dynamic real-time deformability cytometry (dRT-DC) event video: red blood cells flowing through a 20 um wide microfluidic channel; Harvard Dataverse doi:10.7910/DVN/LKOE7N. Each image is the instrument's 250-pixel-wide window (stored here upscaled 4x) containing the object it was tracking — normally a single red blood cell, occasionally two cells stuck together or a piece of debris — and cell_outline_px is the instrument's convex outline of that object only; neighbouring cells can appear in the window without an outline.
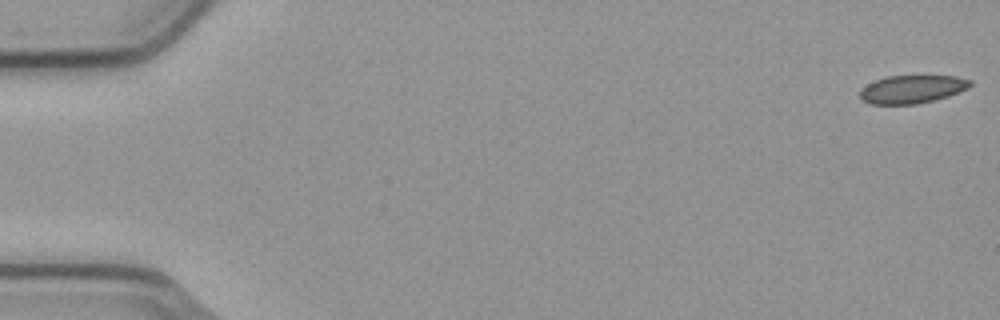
{"species": "common noctule bat (a hibernating species)", "species_latin": "Nyctalus noctula", "temperature_condition": "cold", "stored_images_in_passage": 8, "camera_frame_rate_fps": 3000, "um_per_image_px": 0.085, "animal": {"sex": "male", "body_mass_g": 23.1, "forearm_length_mm": 52.7}, "frame": {"image": 1, "passage_image": 1, "time_ms": 0.0, "image_size_px": [1000, 320], "cell_outline_px": [[972, 84], [968, 88], [948, 96], [916, 104], [868, 104], [860, 100], [860, 88], [876, 80], [888, 76], [956, 76], [972, 80]], "centroid_in_image_um": [77.5, 7.58], "position_along_channel_um": 7.5, "area_um2": 18.03}}
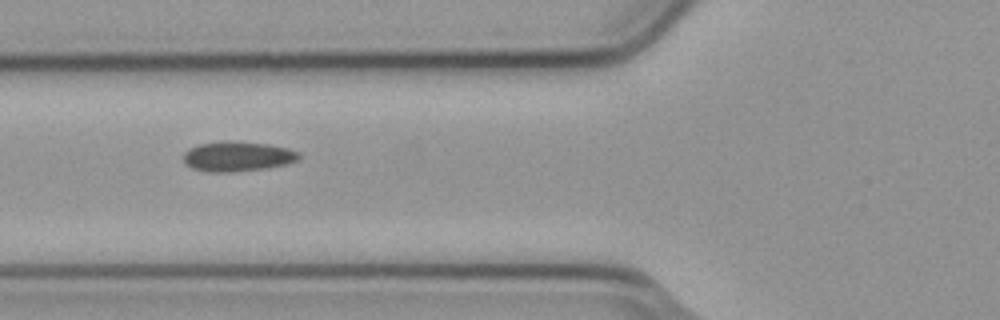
{"frame": {"image": 2, "passage_image": 6, "time_ms": 1.667, "image_size_px": [1000, 320], "cell_outline_px": [[300, 156], [296, 160], [288, 164], [268, 168], [232, 172], [208, 172], [192, 168], [184, 164], [184, 152], [188, 148], [200, 144], [224, 140], [232, 140], [268, 144], [288, 148], [300, 152]], "centroid_in_image_um": [20.18, 13.29], "position_along_channel_um": 105.6, "area_um2": 20.46}}
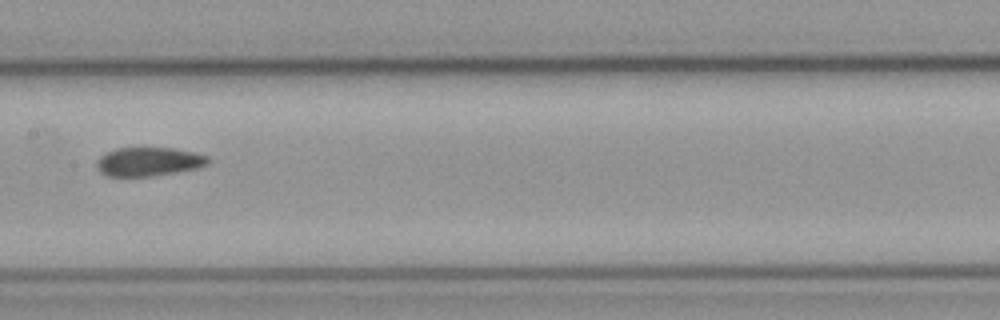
{"frame": {"image": 3, "passage_image": 8, "time_ms": 2.333, "image_size_px": [1000, 320], "cell_outline_px": [[208, 164], [196, 168], [148, 176], [108, 176], [100, 172], [96, 168], [96, 160], [100, 156], [116, 148], [172, 148], [196, 152], [208, 156]], "centroid_in_image_um": [12.6, 13.73], "position_along_channel_um": 194.8, "area_um2": 18.5}}